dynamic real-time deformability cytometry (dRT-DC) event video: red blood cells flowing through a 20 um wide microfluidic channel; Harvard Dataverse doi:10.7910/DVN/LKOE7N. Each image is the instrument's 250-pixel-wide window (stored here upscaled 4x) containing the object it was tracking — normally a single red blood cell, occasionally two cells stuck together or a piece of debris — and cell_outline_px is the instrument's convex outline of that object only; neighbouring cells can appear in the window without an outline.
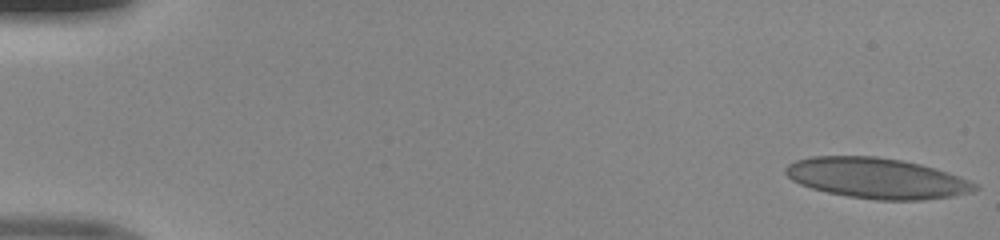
{"species": "human", "species_latin": "Homo sapiens", "temperature_condition": "room temperature", "stored_images_in_passage": 49, "camera_frame_rate_fps": 3000, "um_per_image_px": 0.085, "donor": {"sex": "male"}, "frame": {"image": 1, "passage_image": 1, "time_ms": 0.0, "image_size_px": [1000, 240], "cell_outline_px": [[980, 188], [972, 192], [952, 196], [920, 200], [876, 200], [848, 196], [828, 192], [812, 188], [800, 184], [792, 180], [784, 172], [784, 168], [788, 164], [796, 160], [812, 156], [876, 156], [900, 160], [920, 164], [968, 180], [976, 184]], "centroid_in_image_um": [74.48, 15.15], "position_along_channel_um": 10.5, "area_um2": 44.33}}
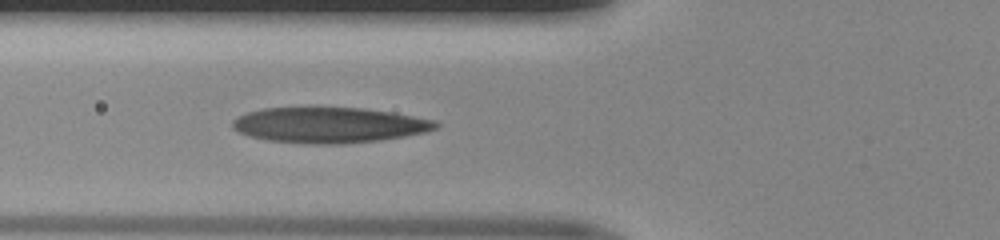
{"frame": {"image": 2, "passage_image": 19, "time_ms": 6.0, "image_size_px": [1000, 240], "cell_outline_px": [[440, 124], [436, 128], [428, 132], [380, 140], [340, 144], [308, 144], [268, 140], [252, 136], [240, 132], [232, 128], [232, 120], [248, 112], [264, 108], [364, 108], [392, 112], [436, 120]], "centroid_in_image_um": [28.03, 10.63], "position_along_channel_um": 97.8, "area_um2": 41.96}}
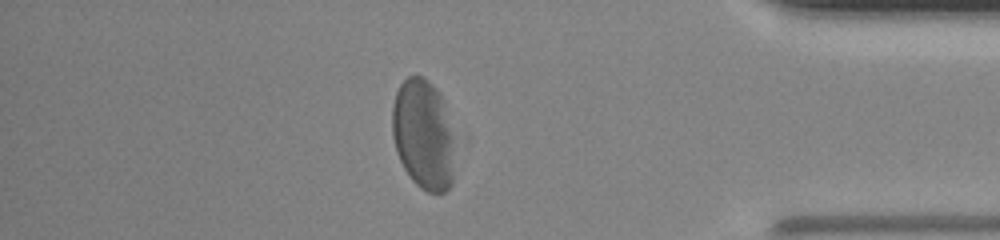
{"frame": {"image": 3, "passage_image": 43, "time_ms": 14.0, "image_size_px": [1000, 240], "cell_outline_px": [[456, 132], [452, 184], [444, 192], [428, 192], [420, 188], [412, 180], [404, 168], [396, 152], [392, 136], [392, 108], [396, 92], [400, 84], [408, 76], [424, 76], [440, 92]], "centroid_in_image_um": [36.02, 11.42], "position_along_channel_um": 399.2, "area_um2": 41.21}}